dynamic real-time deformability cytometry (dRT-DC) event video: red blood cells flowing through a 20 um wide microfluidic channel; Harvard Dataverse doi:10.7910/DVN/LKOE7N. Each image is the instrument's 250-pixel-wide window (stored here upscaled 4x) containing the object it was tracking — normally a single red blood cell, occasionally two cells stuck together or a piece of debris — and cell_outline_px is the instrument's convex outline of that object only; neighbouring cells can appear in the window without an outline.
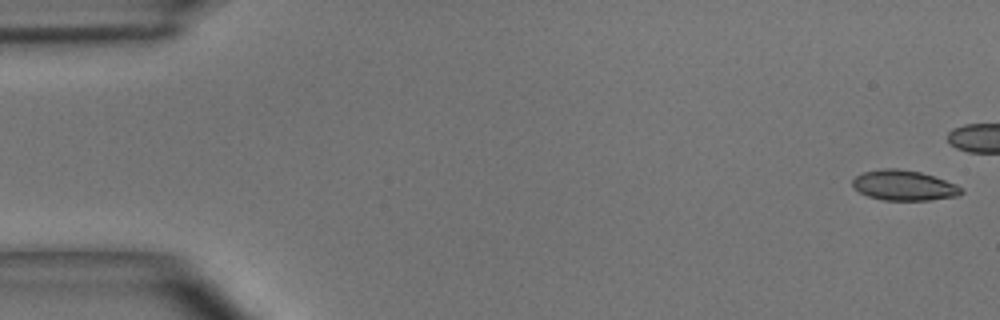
{"species": "common noctule bat (a hibernating species)", "species_latin": "Nyctalus noctula", "temperature_condition": "room temperature", "stored_images_in_passage": 38, "camera_frame_rate_fps": 3000, "um_per_image_px": 0.085, "animal": {"sex": "male", "body_mass_g": 15.6}, "frame": {"image": 1, "passage_image": 1, "time_ms": 0.0, "image_size_px": [1000, 320], "cell_outline_px": [[964, 192], [956, 196], [928, 200], [884, 200], [868, 196], [860, 192], [852, 184], [852, 180], [856, 176], [864, 172], [880, 168], [896, 168], [920, 172], [956, 184], [964, 188]], "centroid_in_image_um": [76.84, 15.75], "position_along_channel_um": 8.2, "area_um2": 19.02}}